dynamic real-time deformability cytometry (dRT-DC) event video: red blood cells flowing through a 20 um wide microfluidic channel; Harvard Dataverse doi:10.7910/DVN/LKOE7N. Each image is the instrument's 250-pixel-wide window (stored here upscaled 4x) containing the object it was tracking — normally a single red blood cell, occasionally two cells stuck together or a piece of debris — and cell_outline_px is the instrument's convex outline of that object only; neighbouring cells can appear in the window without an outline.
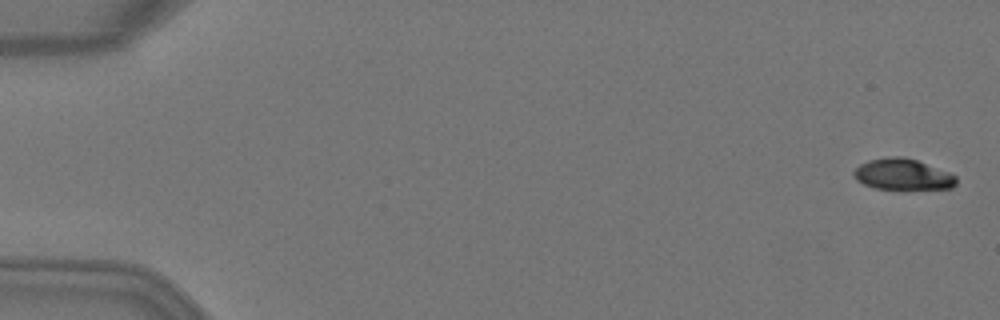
{"species": "Egyptian fruit bat (a non-hibernating species)", "species_latin": "Rousettus aegyptiacus", "temperature_condition": "warm", "stored_images_in_passage": 4, "camera_frame_rate_fps": 3000, "um_per_image_px": 0.085, "animal": {"sex": "female"}, "frame": {"image": 1, "passage_image": 1, "time_ms": 0.0, "image_size_px": [1000, 320], "cell_outline_px": [[956, 184], [952, 188], [876, 188], [864, 184], [856, 180], [852, 172], [860, 164], [868, 160], [888, 156], [904, 156], [916, 160], [948, 172], [956, 176]], "centroid_in_image_um": [76.69, 14.8], "position_along_channel_um": 8.3, "area_um2": 18.26}}